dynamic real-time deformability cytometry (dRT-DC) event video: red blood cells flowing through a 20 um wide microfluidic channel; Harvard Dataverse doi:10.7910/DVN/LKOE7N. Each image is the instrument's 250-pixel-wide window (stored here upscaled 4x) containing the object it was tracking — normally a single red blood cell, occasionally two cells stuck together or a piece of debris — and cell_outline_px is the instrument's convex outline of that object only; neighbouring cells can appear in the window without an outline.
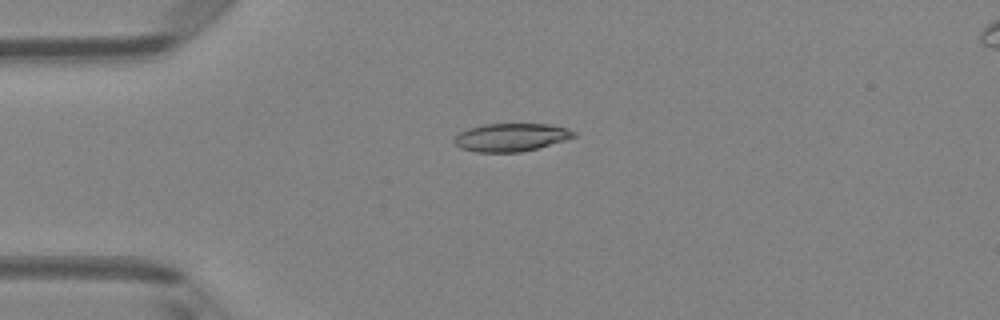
{"species": "Egyptian fruit bat (a non-hibernating species)", "species_latin": "Rousettus aegyptiacus", "temperature_condition": "room temperature", "stored_images_in_passage": 43, "camera_frame_rate_fps": 3000, "um_per_image_px": 0.085, "animal": {"sex": "female"}, "frame": {"image": 1, "passage_image": 6, "time_ms": 1.667, "image_size_px": [1000, 320], "cell_outline_px": [[576, 136], [564, 140], [536, 148], [520, 152], [476, 152], [460, 148], [452, 140], [460, 132], [468, 128], [484, 124], [548, 124], [568, 128], [576, 132]], "centroid_in_image_um": [43.42, 11.66], "position_along_channel_um": 41.6, "area_um2": 19.42}}
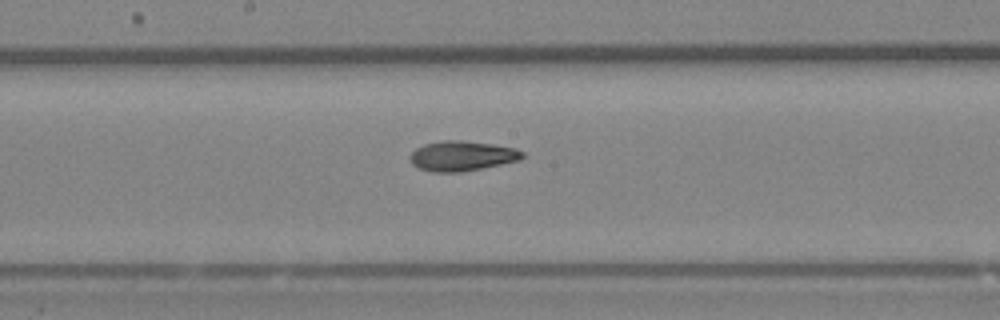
{"frame": {"image": 2, "passage_image": 20, "time_ms": 6.333, "image_size_px": [1000, 320], "cell_outline_px": [[524, 156], [520, 160], [460, 172], [432, 172], [416, 168], [412, 164], [412, 152], [416, 148], [424, 144], [440, 140], [460, 140], [492, 144], [516, 148], [524, 152]], "centroid_in_image_um": [39.26, 13.25], "position_along_channel_um": 208.9, "area_um2": 19.54}}
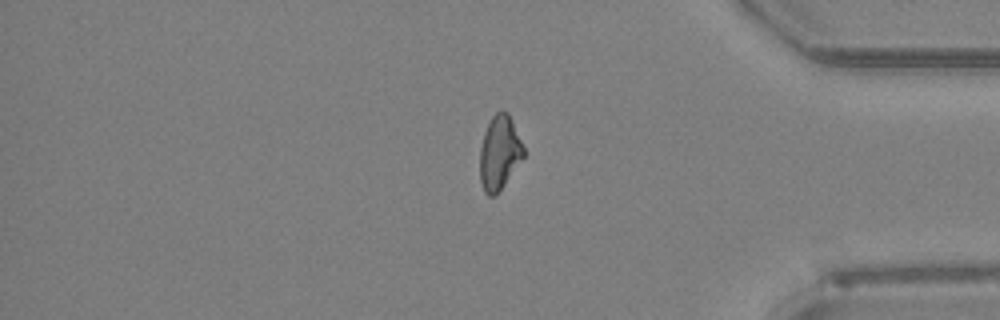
{"frame": {"image": 3, "passage_image": 35, "time_ms": 11.333, "image_size_px": [1000, 320], "cell_outline_px": [[524, 156], [496, 196], [488, 196], [484, 192], [480, 180], [480, 148], [484, 132], [492, 116], [496, 112], [508, 112], [524, 148]], "centroid_in_image_um": [42.43, 13.01], "position_along_channel_um": 392.8, "area_um2": 18.67}, "authors_computed_cell_mechanics": {"area_um2": 19.1896, "velocity_mm_per_s": 4.137, "shape_relaxation_time_tau1_ms": 7.6447, "shape_relaxation_time_tau2_ms": 2.9046, "deformation_change_tau1": 0.2102, "deformation_change_tau2": 0.1085}}